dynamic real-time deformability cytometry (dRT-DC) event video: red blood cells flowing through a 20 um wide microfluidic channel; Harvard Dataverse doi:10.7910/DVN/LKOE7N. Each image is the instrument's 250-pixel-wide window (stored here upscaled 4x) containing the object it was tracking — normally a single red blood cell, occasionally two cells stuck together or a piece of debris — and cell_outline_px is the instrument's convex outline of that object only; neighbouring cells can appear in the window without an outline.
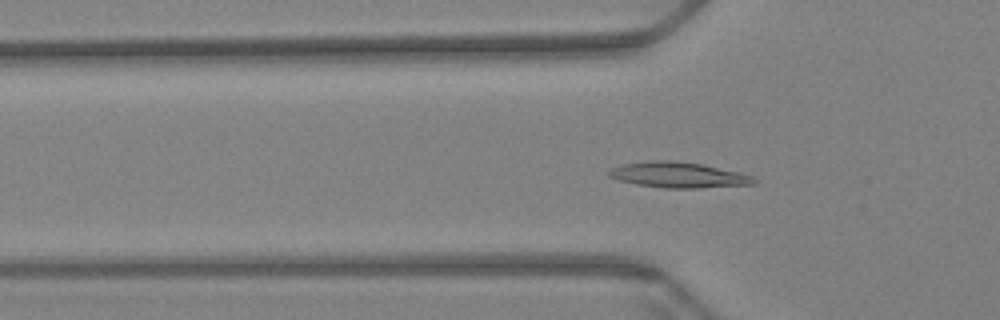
{"species": "Egyptian fruit bat (a non-hibernating species)", "species_latin": "Rousettus aegyptiacus", "temperature_condition": "warm", "stored_images_in_passage": 38, "camera_frame_rate_fps": 3000, "um_per_image_px": 0.085, "animal": {"sex": "female"}, "frame": {"image": 1, "passage_image": 20, "time_ms": 6.333, "image_size_px": [1000, 320], "cell_outline_px": [[756, 184], [700, 188], [664, 188], [636, 184], [620, 180], [608, 176], [604, 172], [612, 168], [624, 164], [648, 160], [672, 160], [704, 164], [740, 172], [752, 176], [756, 180]], "centroid_in_image_um": [57.66, 14.86], "position_along_channel_um": 68.1, "area_um2": 21.85}}
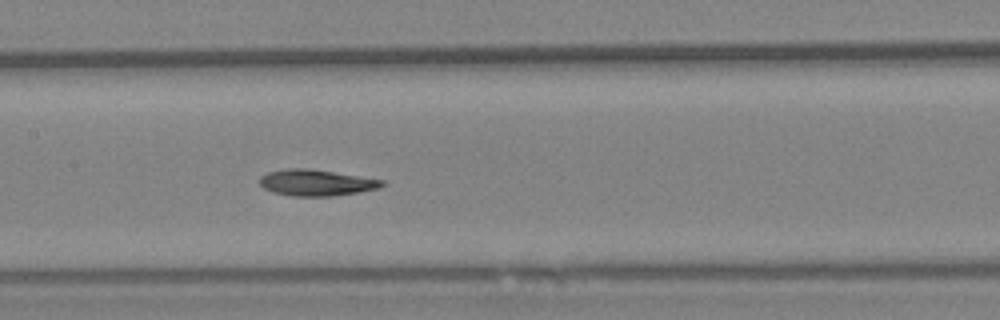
{"frame": {"image": 2, "passage_image": 30, "time_ms": 9.667, "image_size_px": [1000, 320], "cell_outline_px": [[384, 184], [380, 188], [360, 192], [332, 196], [292, 196], [272, 192], [264, 188], [260, 184], [260, 176], [268, 172], [288, 168], [308, 168], [384, 180]], "centroid_in_image_um": [26.87, 15.53], "position_along_channel_um": 180.5, "area_um2": 18.67}}
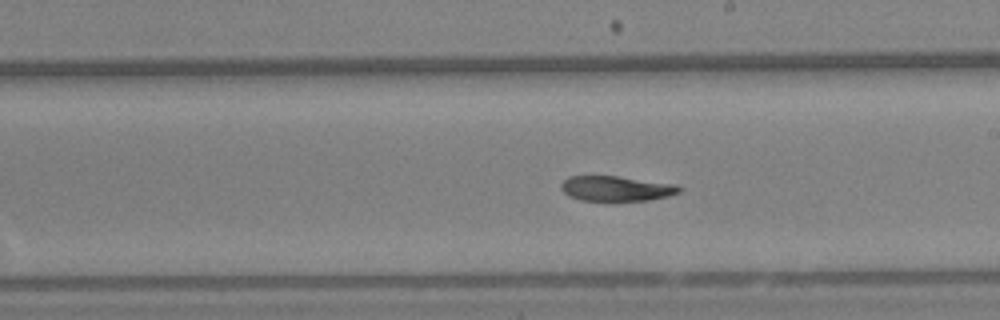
{"frame": {"image": 3, "passage_image": 35, "time_ms": 11.333, "image_size_px": [1000, 320], "cell_outline_px": [[684, 188], [680, 192], [668, 196], [648, 200], [580, 200], [568, 196], [560, 188], [560, 184], [568, 176], [616, 176], [676, 184]], "centroid_in_image_um": [52.38, 16.02], "position_along_channel_um": 236.6, "area_um2": 17.22}}